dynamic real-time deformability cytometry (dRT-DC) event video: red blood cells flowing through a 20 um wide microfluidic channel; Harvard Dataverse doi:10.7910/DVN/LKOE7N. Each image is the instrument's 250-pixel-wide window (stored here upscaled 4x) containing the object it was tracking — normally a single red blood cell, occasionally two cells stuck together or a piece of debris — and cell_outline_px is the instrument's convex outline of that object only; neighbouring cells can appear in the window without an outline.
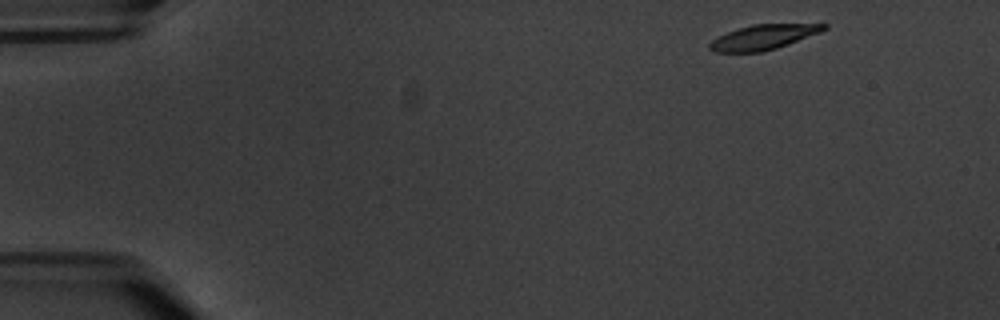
{"species": "common noctule bat (a hibernating species)", "species_latin": "Nyctalus noctula", "temperature_condition": "warm", "stored_images_in_passage": 5, "camera_frame_rate_fps": 3000, "um_per_image_px": 0.085, "animal": {"sex": "male", "body_mass_g": 20.1, "forearm_length_mm": 53.5}, "frame": {"image": 1, "passage_image": 1, "time_ms": 0.0, "image_size_px": [1000, 320], "cell_outline_px": [[828, 28], [820, 32], [788, 44], [764, 52], [712, 52], [708, 48], [708, 44], [712, 40], [736, 28], [752, 24], [828, 24]], "centroid_in_image_um": [64.85, 3.16], "position_along_channel_um": 20.1, "area_um2": 16.53}}
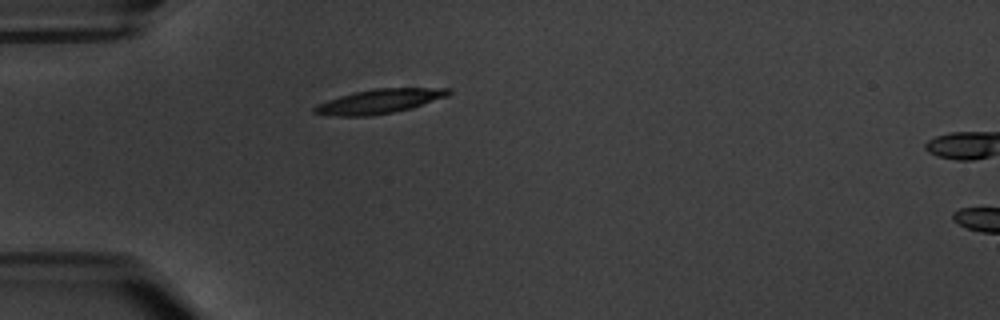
{"frame": {"image": 2, "passage_image": 4, "time_ms": 3.667, "image_size_px": [1000, 320], "cell_outline_px": [[452, 92], [448, 96], [408, 108], [392, 112], [372, 116], [336, 116], [312, 112], [312, 108], [328, 100], [340, 96], [372, 88], [452, 88]], "centroid_in_image_um": [32.26, 8.6], "position_along_channel_um": 52.7, "area_um2": 18.67}}